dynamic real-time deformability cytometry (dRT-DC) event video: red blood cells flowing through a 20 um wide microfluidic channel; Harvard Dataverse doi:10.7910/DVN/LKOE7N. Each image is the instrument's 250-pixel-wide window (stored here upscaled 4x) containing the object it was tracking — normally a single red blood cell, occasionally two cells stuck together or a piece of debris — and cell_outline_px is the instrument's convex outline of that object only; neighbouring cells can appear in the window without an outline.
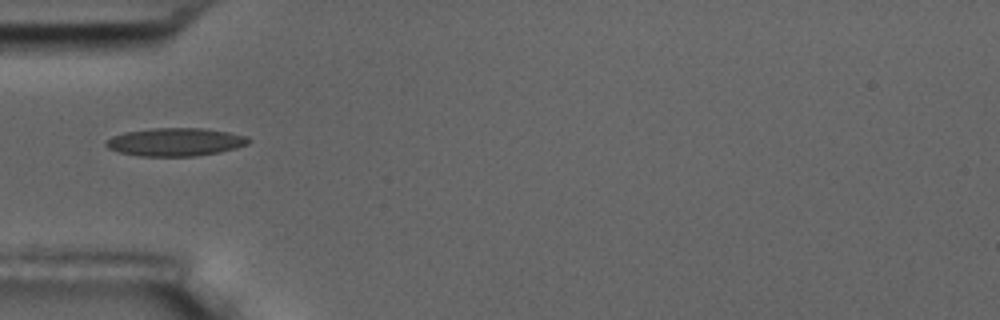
{"species": "common noctule bat (a hibernating species)", "species_latin": "Nyctalus noctula", "temperature_condition": "room temperature", "stored_images_in_passage": 11, "camera_frame_rate_fps": 3000, "um_per_image_px": 0.085, "animal": {"sex": "male", "body_mass_g": 17.5, "forearm_length_mm": 52.3}, "frame": {"image": 1, "passage_image": 1, "time_ms": 0.0, "image_size_px": [1000, 320], "cell_outline_px": [[252, 140], [248, 144], [236, 148], [220, 152], [196, 156], [140, 156], [120, 152], [108, 148], [104, 144], [112, 136], [124, 132], [152, 128], [204, 128], [228, 132], [248, 136]], "centroid_in_image_um": [14.94, 12.06], "position_along_channel_um": 70.1, "area_um2": 23.41}}
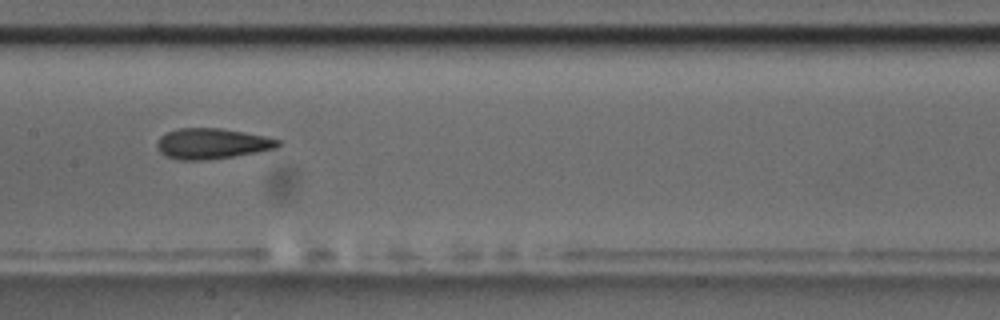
{"frame": {"image": 2, "passage_image": 4, "time_ms": 3.333, "image_size_px": [1000, 320], "cell_outline_px": [[284, 140], [276, 148], [256, 152], [232, 156], [204, 160], [176, 160], [164, 156], [156, 148], [156, 144], [160, 136], [168, 132], [180, 128], [220, 128], [264, 136]], "centroid_in_image_um": [17.99, 12.21], "position_along_channel_um": 189.4, "area_um2": 21.56}}
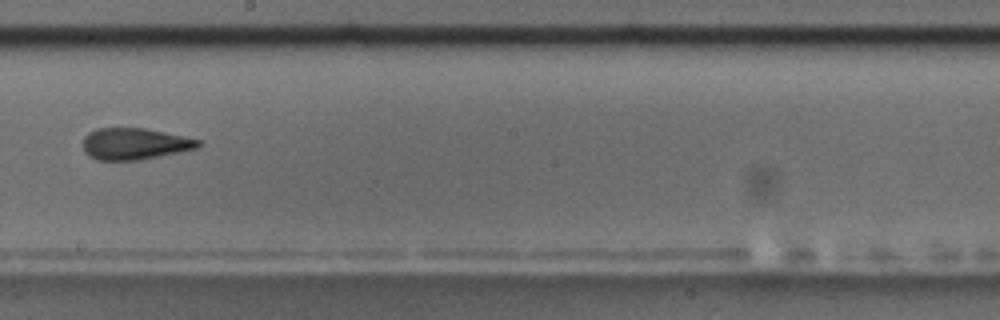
{"frame": {"image": 3, "passage_image": 5, "time_ms": 4.667, "image_size_px": [1000, 320], "cell_outline_px": [[200, 144], [196, 148], [180, 152], [140, 160], [96, 160], [88, 156], [84, 152], [80, 144], [84, 136], [88, 132], [96, 128], [144, 128], [184, 136], [200, 140]], "centroid_in_image_um": [11.36, 12.23], "position_along_channel_um": 236.8, "area_um2": 21.44}, "authors_computed_cell_mechanics": {"area_um2": 21.5594, "velocity_mm_per_s": 3.578, "shape_relaxation_time_tau1_ms": 4.2143, "shape_relaxation_time_tau2_ms": 1.4468, "deformation_change_tau1": 0.1337, "deformation_change_tau2": 0.0859}}